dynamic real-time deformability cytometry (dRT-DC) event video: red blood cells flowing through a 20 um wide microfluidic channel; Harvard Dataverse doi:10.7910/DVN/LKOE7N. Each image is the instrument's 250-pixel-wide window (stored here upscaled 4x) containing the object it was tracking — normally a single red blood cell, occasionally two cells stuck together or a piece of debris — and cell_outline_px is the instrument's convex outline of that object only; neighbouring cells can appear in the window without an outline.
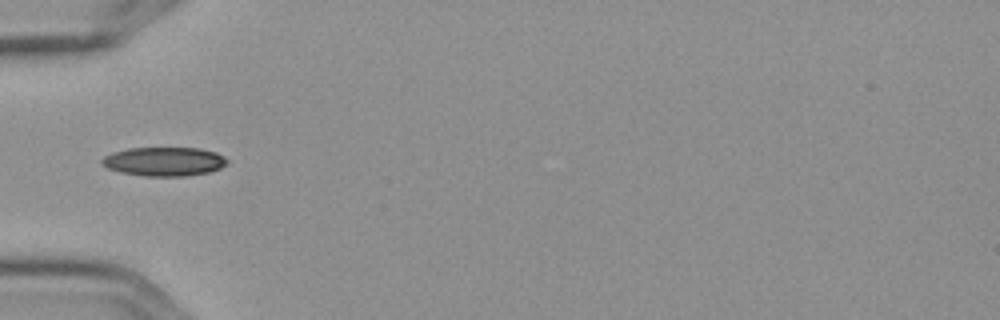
{"species": "Egyptian fruit bat (a non-hibernating species)", "species_latin": "Rousettus aegyptiacus", "temperature_condition": "cold", "stored_images_in_passage": 7, "camera_frame_rate_fps": 3000, "um_per_image_px": 0.085, "frame": {"image": 1, "passage_image": 5, "time_ms": 1.333, "image_size_px": [1000, 320], "cell_outline_px": [[228, 164], [220, 168], [208, 172], [188, 176], [144, 176], [120, 172], [108, 168], [100, 164], [100, 160], [104, 156], [112, 152], [128, 148], [200, 148], [216, 152], [224, 156], [228, 160]], "centroid_in_image_um": [13.95, 13.73], "position_along_channel_um": 71.1, "area_um2": 21.33}}
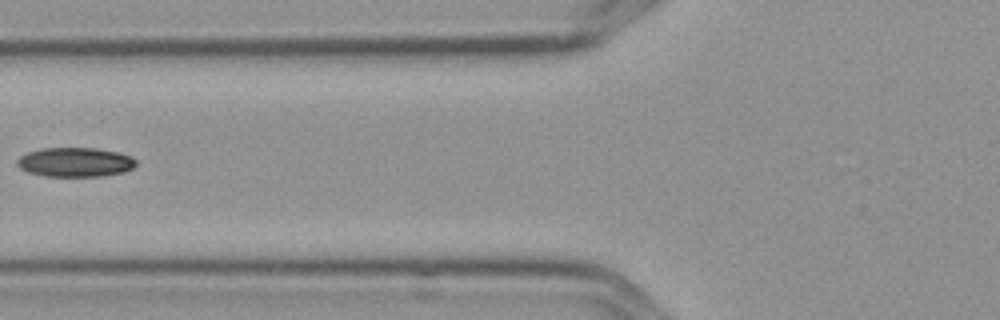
{"frame": {"image": 2, "passage_image": 6, "time_ms": 1.667, "image_size_px": [1000, 320], "cell_outline_px": [[136, 164], [132, 168], [124, 172], [100, 176], [44, 176], [28, 172], [20, 168], [16, 164], [16, 160], [20, 156], [28, 152], [40, 148], [96, 148], [116, 152], [128, 156], [136, 160]], "centroid_in_image_um": [6.34, 13.78], "position_along_channel_um": 119.5, "area_um2": 20.23}}
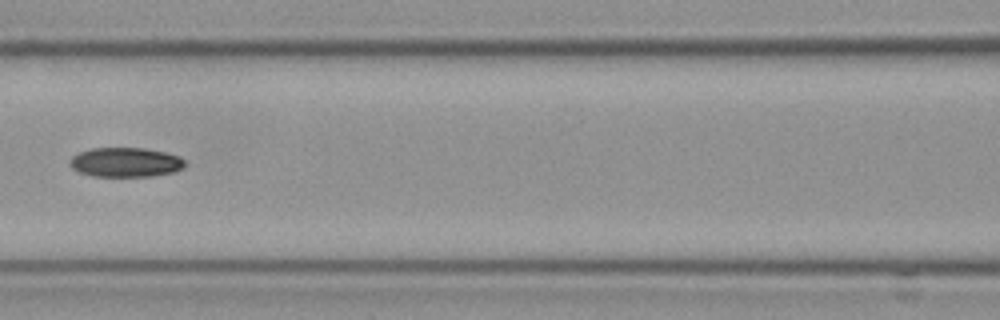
{"frame": {"image": 3, "passage_image": 7, "time_ms": 2.0, "image_size_px": [1000, 320], "cell_outline_px": [[184, 168], [176, 172], [152, 176], [92, 176], [80, 172], [72, 168], [68, 164], [68, 160], [72, 156], [80, 152], [92, 148], [144, 148], [164, 152], [180, 156], [184, 160]], "centroid_in_image_um": [10.67, 13.79], "position_along_channel_um": 155.9, "area_um2": 19.88}}